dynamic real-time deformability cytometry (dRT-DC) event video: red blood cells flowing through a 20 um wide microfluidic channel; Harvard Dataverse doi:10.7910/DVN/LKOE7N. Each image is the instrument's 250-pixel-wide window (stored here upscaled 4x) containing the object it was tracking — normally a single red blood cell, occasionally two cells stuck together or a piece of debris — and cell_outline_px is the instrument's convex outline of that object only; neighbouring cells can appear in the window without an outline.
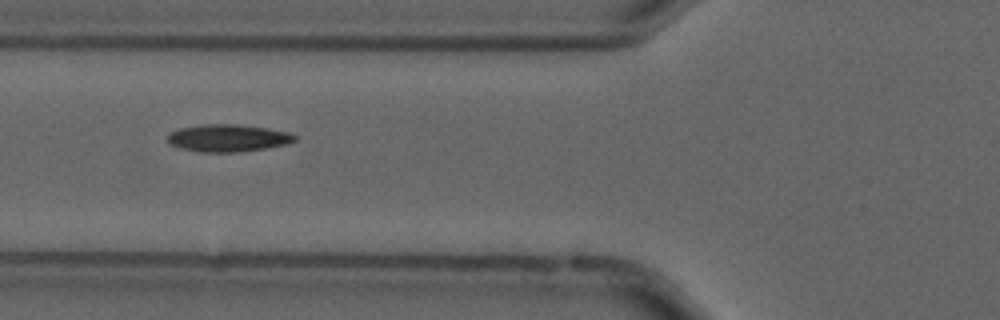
{"species": "common noctule bat (a hibernating species)", "species_latin": "Nyctalus noctula", "temperature_condition": "cold", "stored_images_in_passage": 9, "camera_frame_rate_fps": 3000, "um_per_image_px": 0.085, "animal": {"sex": "male", "forearm_length_mm": 52.5}, "frame": {"image": 1, "passage_image": 6, "time_ms": 1.667, "image_size_px": [1000, 320], "cell_outline_px": [[296, 140], [288, 144], [240, 152], [200, 152], [180, 148], [168, 144], [168, 136], [172, 132], [180, 128], [204, 124], [236, 124], [268, 128], [288, 132], [296, 136]], "centroid_in_image_um": [19.38, 11.73], "position_along_channel_um": 106.4, "area_um2": 20.23}}
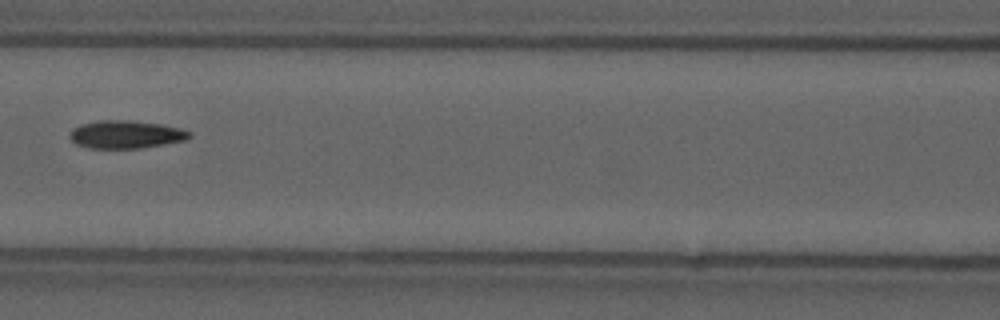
{"frame": {"image": 2, "passage_image": 7, "time_ms": 2.0, "image_size_px": [1000, 320], "cell_outline_px": [[192, 136], [184, 140], [140, 148], [88, 148], [76, 144], [68, 136], [72, 128], [80, 124], [100, 120], [128, 120], [160, 124], [192, 132]], "centroid_in_image_um": [10.63, 11.42], "position_along_channel_um": 156.0, "area_um2": 19.31}}